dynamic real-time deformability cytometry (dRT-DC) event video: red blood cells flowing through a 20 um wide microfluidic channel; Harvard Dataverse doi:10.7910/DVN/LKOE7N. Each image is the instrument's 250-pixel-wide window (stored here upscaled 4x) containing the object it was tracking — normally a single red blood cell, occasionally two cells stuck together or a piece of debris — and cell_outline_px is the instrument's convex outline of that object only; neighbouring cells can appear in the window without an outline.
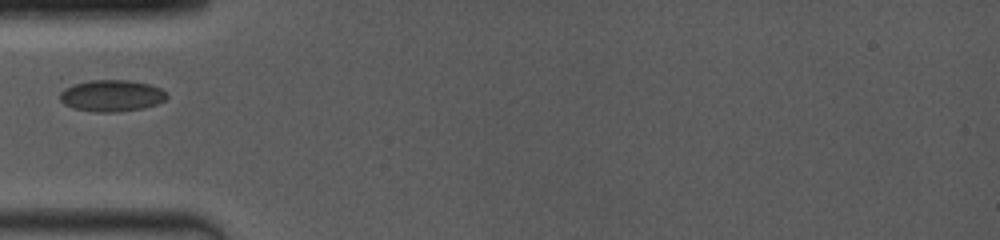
{"species": "common noctule bat (a hibernating species)", "species_latin": "Nyctalus noctula", "temperature_condition": "room temperature", "stored_images_in_passage": 43, "camera_frame_rate_fps": 4000, "um_per_image_px": 0.085, "animal": {"sex": "female", "body_mass_g": 19.0, "forearm_length_mm": 53.3}, "frame": {"image": 1, "passage_image": 1, "time_ms": 0.0, "image_size_px": [1000, 240], "cell_outline_px": [[168, 96], [164, 100], [156, 104], [144, 108], [120, 112], [92, 112], [72, 108], [64, 104], [60, 100], [60, 92], [64, 88], [72, 84], [92, 80], [128, 80], [152, 84], [168, 92]], "centroid_in_image_um": [9.49, 8.14], "position_along_channel_um": 75.5, "area_um2": 20.0}}
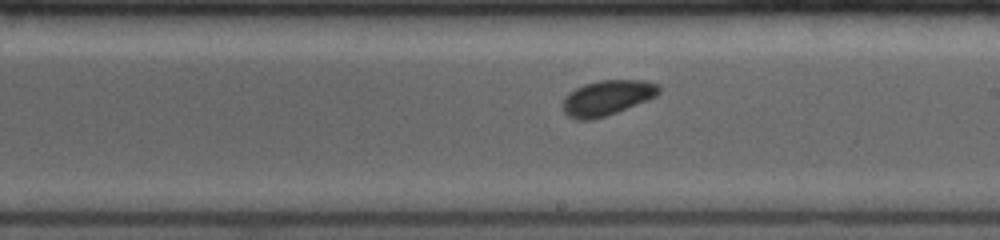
{"frame": {"image": 2, "passage_image": 17, "time_ms": 4.0, "image_size_px": [1000, 240], "cell_outline_px": [[660, 92], [656, 96], [648, 100], [616, 112], [592, 120], [576, 120], [568, 116], [564, 112], [560, 104], [564, 96], [568, 92], [584, 84], [600, 80], [644, 80], [660, 84]], "centroid_in_image_um": [51.57, 8.31], "position_along_channel_um": 237.4, "area_um2": 19.94}}
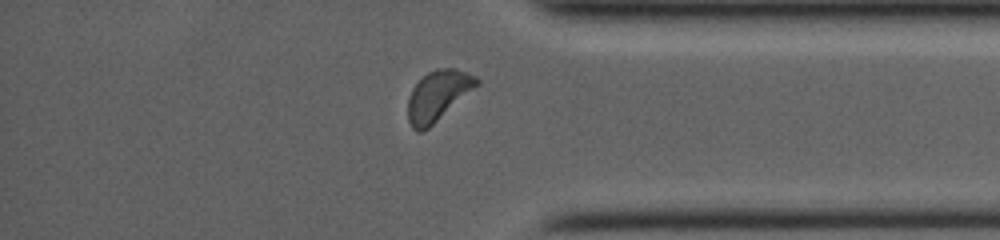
{"frame": {"image": 3, "passage_image": 33, "time_ms": 8.0, "image_size_px": [1000, 240], "cell_outline_px": [[480, 84], [428, 128], [420, 132], [416, 132], [412, 128], [408, 120], [408, 96], [412, 88], [428, 72], [436, 68], [452, 68], [476, 76], [480, 80]], "centroid_in_image_um": [37.22, 8.13], "position_along_channel_um": 398.0, "area_um2": 19.94}}